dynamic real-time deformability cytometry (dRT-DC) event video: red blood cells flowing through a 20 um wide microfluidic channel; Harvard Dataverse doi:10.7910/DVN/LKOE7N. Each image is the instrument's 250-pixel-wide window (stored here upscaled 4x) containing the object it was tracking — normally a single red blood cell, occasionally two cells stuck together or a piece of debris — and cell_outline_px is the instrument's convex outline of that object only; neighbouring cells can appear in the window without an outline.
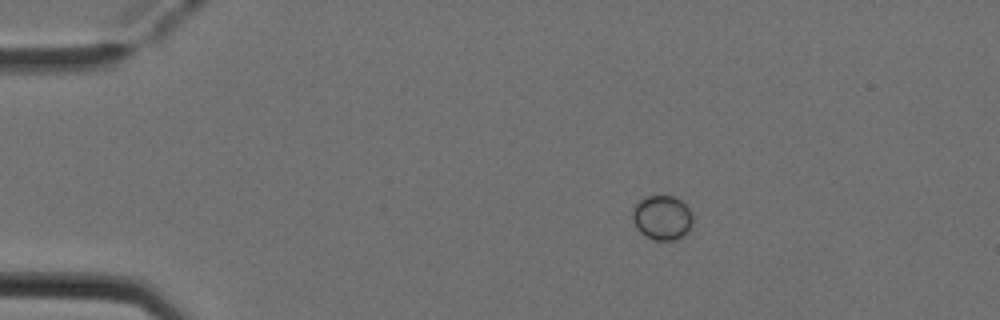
{"species": "Egyptian fruit bat (a non-hibernating species)", "species_latin": "Rousettus aegyptiacus", "temperature_condition": "cold", "stored_images_in_passage": 5, "camera_frame_rate_fps": 3000, "um_per_image_px": 0.085, "animal": {"sex": "female"}, "frame": {"image": 1, "passage_image": 2, "time_ms": 0.333, "image_size_px": [1000, 320], "cell_outline_px": [[692, 224], [688, 232], [676, 240], [656, 240], [640, 232], [636, 228], [632, 220], [632, 208], [644, 196], [672, 196], [680, 200], [692, 212]], "centroid_in_image_um": [56.27, 18.5], "position_along_channel_um": 28.7, "area_um2": 15.66}}
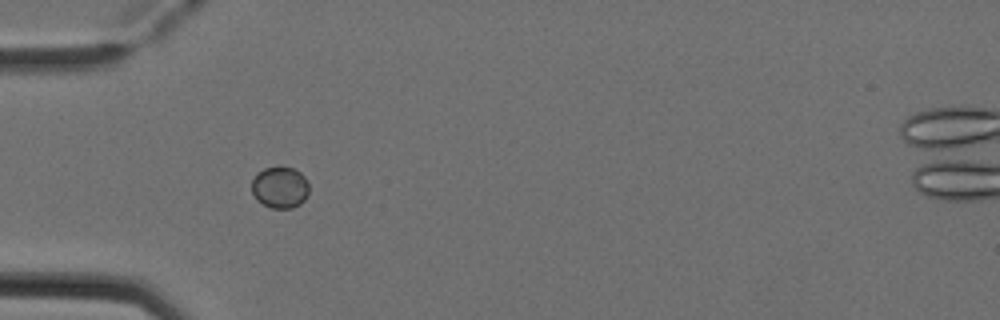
{"frame": {"image": 2, "passage_image": 4, "time_ms": 1.0, "image_size_px": [1000, 320], "cell_outline_px": [[308, 192], [304, 200], [300, 204], [292, 208], [272, 208], [256, 200], [252, 192], [252, 180], [256, 172], [264, 168], [292, 168], [300, 172], [304, 176], [308, 184]], "centroid_in_image_um": [23.78, 15.94], "position_along_channel_um": 61.2, "area_um2": 13.76}}
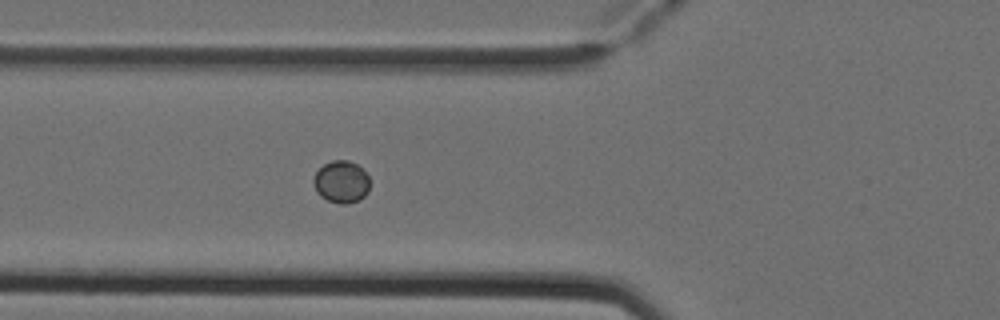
{"frame": {"image": 3, "passage_image": 5, "time_ms": 1.333, "image_size_px": [1000, 320], "cell_outline_px": [[368, 192], [360, 200], [348, 204], [340, 204], [328, 200], [320, 196], [316, 192], [312, 184], [312, 180], [316, 172], [324, 164], [332, 160], [348, 160], [356, 164], [368, 176]], "centroid_in_image_um": [28.98, 15.47], "position_along_channel_um": 96.8, "area_um2": 13.87}}